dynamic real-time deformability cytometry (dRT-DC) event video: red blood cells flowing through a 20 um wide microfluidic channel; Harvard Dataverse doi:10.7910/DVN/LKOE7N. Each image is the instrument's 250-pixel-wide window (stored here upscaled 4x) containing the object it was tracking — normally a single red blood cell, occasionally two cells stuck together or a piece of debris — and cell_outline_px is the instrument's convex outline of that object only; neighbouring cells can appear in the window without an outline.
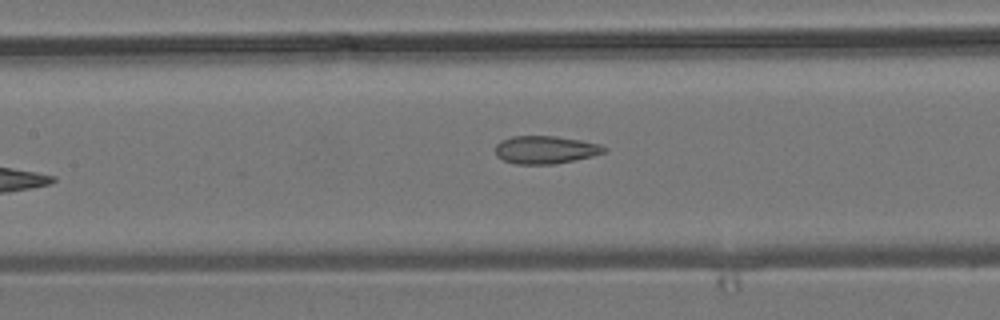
{"species": "common noctule bat (a hibernating species)", "species_latin": "Nyctalus noctula", "temperature_condition": "room temperature", "stored_images_in_passage": 9, "camera_frame_rate_fps": 3000, "um_per_image_px": 0.085, "animal": {"sex": "male", "body_mass_g": 19.2, "forearm_length_mm": 51.8}, "frame": {"image": 1, "passage_image": 7, "time_ms": 7.0, "image_size_px": [1000, 320], "cell_outline_px": [[608, 148], [604, 152], [592, 156], [556, 164], [516, 164], [504, 160], [496, 156], [496, 144], [500, 140], [512, 136], [556, 136], [580, 140], [600, 144]], "centroid_in_image_um": [46.35, 12.72], "position_along_channel_um": 161.1, "area_um2": 17.69}}